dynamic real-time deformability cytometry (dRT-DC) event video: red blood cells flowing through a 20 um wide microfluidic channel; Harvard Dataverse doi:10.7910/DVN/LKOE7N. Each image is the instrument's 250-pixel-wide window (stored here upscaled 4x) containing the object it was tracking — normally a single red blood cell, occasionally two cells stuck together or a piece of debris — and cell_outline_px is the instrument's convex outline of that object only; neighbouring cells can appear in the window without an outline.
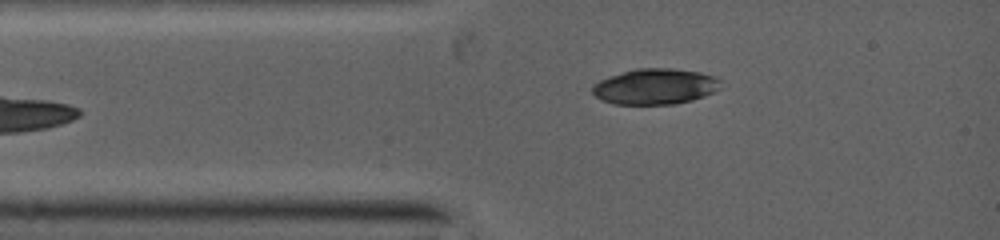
{"species": "common noctule bat (a hibernating species)", "species_latin": "Nyctalus noctula", "temperature_condition": "warm", "stored_images_in_passage": 54, "camera_frame_rate_fps": 5000, "um_per_image_px": 0.085, "animal": {"sex": "female", "body_mass_g": 19.0, "forearm_length_mm": 53.3}, "frame": {"image": 1, "passage_image": 8, "time_ms": 1.6, "image_size_px": [1000, 240], "cell_outline_px": [[720, 88], [704, 96], [692, 100], [672, 104], [616, 104], [600, 100], [592, 92], [592, 88], [600, 80], [636, 68], [668, 68], [700, 72], [716, 76], [720, 80]], "centroid_in_image_um": [55.71, 7.35], "position_along_channel_um": 29.3, "area_um2": 26.47}}
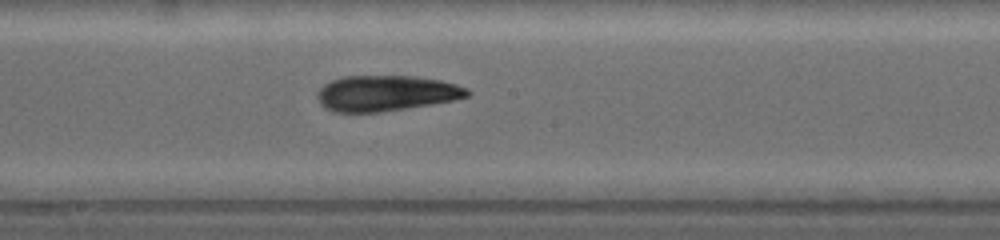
{"frame": {"image": 2, "passage_image": 26, "time_ms": 6.0, "image_size_px": [1000, 240], "cell_outline_px": [[472, 92], [468, 96], [452, 100], [380, 112], [336, 112], [328, 108], [316, 96], [320, 88], [324, 84], [332, 80], [344, 76], [412, 76], [440, 80], [456, 84], [468, 88]], "centroid_in_image_um": [32.84, 7.91], "position_along_channel_um": 215.4, "area_um2": 30.69}}
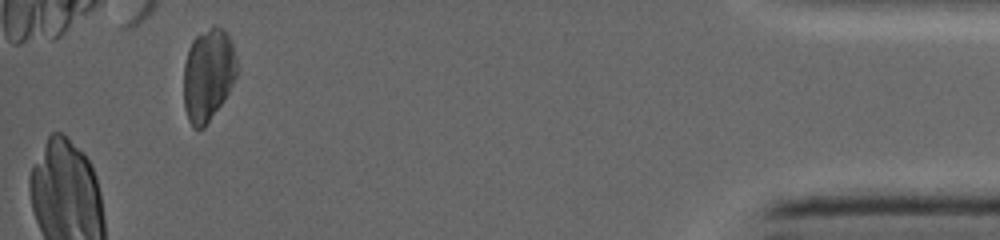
{"frame": {"image": 3, "passage_image": 48, "time_ms": 12.4, "image_size_px": [1000, 240], "cell_outline_px": [[236, 76], [224, 100], [204, 128], [196, 128], [188, 120], [184, 108], [184, 64], [188, 48], [192, 40], [196, 36], [212, 24], [224, 28], [232, 40], [236, 60]], "centroid_in_image_um": [17.68, 6.31], "position_along_channel_um": 417.5, "area_um2": 28.84}}